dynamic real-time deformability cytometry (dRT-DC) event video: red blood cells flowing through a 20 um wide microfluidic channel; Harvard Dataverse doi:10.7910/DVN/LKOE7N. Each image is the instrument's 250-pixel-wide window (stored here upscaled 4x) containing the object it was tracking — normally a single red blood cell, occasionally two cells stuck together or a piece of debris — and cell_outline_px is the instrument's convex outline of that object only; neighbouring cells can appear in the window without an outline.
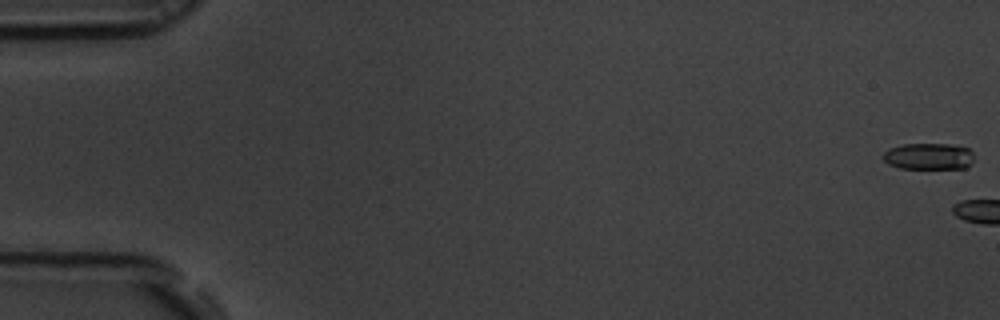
{"species": "common noctule bat (a hibernating species)", "species_latin": "Nyctalus noctula", "temperature_condition": "room temperature", "stored_images_in_passage": 4, "camera_frame_rate_fps": 3000, "um_per_image_px": 0.085, "animal": {"sex": "male", "body_mass_g": 19.5, "forearm_length_mm": 54.6}, "frame": {"image": 1, "passage_image": 1, "time_ms": 0.0, "image_size_px": [1000, 320], "cell_outline_px": [[972, 164], [964, 168], [900, 168], [888, 164], [884, 160], [884, 152], [888, 148], [900, 144], [952, 144], [968, 148], [972, 152]], "centroid_in_image_um": [78.92, 13.28], "position_along_channel_um": 6.1, "area_um2": 14.05}}